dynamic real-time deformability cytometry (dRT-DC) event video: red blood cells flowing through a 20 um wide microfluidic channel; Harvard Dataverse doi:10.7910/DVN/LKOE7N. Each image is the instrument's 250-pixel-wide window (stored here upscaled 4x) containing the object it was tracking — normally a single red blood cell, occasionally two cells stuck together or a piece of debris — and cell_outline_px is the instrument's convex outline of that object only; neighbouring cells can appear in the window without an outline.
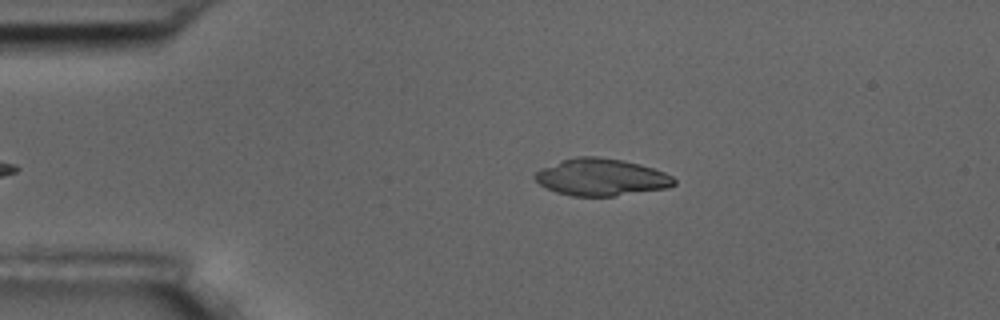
{"species": "common noctule bat (a hibernating species)", "species_latin": "Nyctalus noctula", "temperature_condition": "room temperature", "stored_images_in_passage": 4, "camera_frame_rate_fps": 3000, "um_per_image_px": 0.085, "animal": {"sex": "male", "body_mass_g": 17.5, "forearm_length_mm": 52.3}, "frame": {"image": 1, "passage_image": 1, "time_ms": 0.0, "image_size_px": [1000, 320], "cell_outline_px": [[676, 184], [668, 188], [616, 196], [572, 196], [556, 192], [540, 184], [532, 176], [540, 168], [560, 160], [576, 156], [596, 156], [620, 160], [640, 164], [664, 172], [672, 176], [676, 180]], "centroid_in_image_um": [51.09, 15.06], "position_along_channel_um": 33.9, "area_um2": 30.17}}